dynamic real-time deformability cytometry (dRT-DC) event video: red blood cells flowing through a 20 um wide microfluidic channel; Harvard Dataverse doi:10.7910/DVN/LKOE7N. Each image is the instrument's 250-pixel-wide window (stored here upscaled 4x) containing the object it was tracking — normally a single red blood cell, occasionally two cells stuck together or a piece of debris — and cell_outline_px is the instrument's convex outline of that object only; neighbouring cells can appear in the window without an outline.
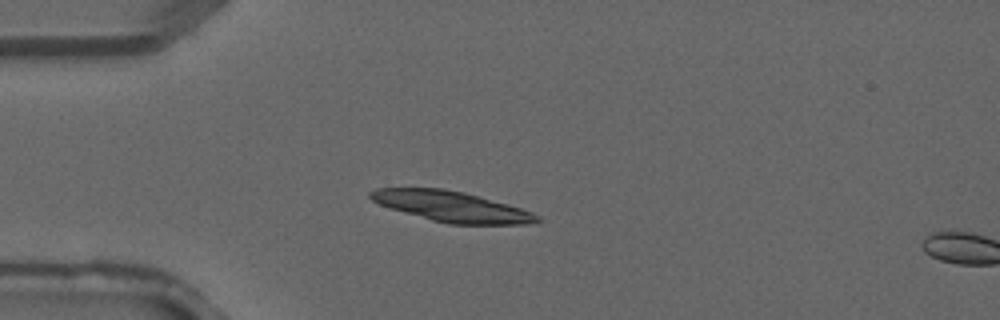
{"species": "common noctule bat (a hibernating species)", "species_latin": "Nyctalus noctula", "temperature_condition": "warm", "stored_images_in_passage": 3, "segment_of_instrument_passage": [1, 2], "camera_frame_rate_fps": 3000, "um_per_image_px": 0.085, "animal": {"sex": "male", "forearm_length_mm": 52.5}, "frame": {"image": 1, "passage_image": 2, "time_ms": 0.333, "image_size_px": [1000, 320], "cell_outline_px": [[540, 220], [528, 224], [448, 224], [432, 220], [392, 208], [380, 204], [372, 200], [368, 196], [368, 192], [376, 188], [444, 188], [464, 192], [508, 204], [532, 212], [540, 216]], "centroid_in_image_um": [38.39, 17.54], "position_along_channel_um": 46.6, "area_um2": 29.3}}